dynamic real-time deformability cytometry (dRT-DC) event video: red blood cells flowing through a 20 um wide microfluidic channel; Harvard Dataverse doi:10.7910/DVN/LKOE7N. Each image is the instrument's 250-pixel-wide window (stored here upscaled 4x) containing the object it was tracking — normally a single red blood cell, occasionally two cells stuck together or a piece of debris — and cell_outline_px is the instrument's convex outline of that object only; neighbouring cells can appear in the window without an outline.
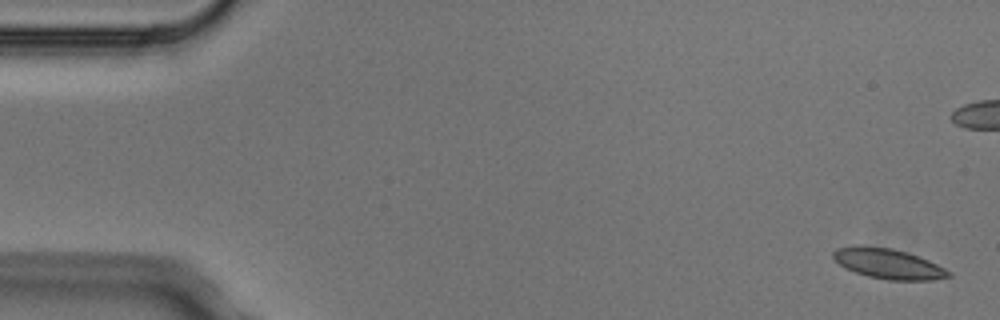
{"species": "Egyptian fruit bat (a non-hibernating species)", "species_latin": "Rousettus aegyptiacus", "temperature_condition": "cold", "stored_images_in_passage": 7, "camera_frame_rate_fps": 3000, "um_per_image_px": 0.085, "animal": {"sex": "male"}, "frame": {"image": 1, "passage_image": 1, "time_ms": 0.0, "image_size_px": [1000, 320], "cell_outline_px": [[952, 276], [932, 280], [888, 280], [868, 276], [844, 268], [832, 256], [832, 252], [836, 248], [856, 244], [860, 244], [892, 248], [908, 252], [928, 260], [952, 272]], "centroid_in_image_um": [75.47, 22.39], "position_along_channel_um": 9.5, "area_um2": 20.52}}
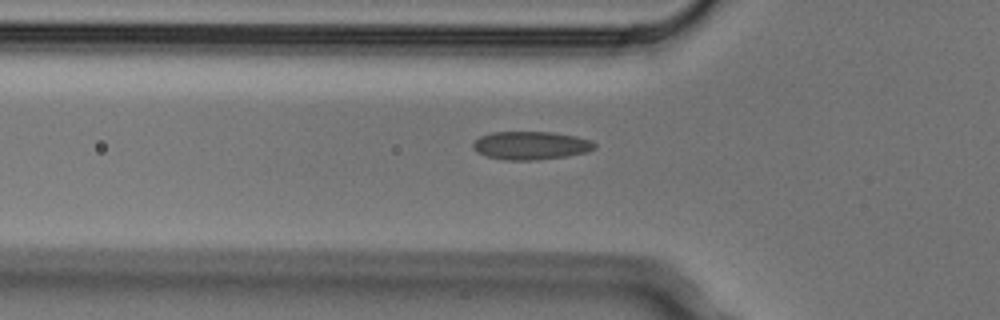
{"frame": {"image": 2, "passage_image": 6, "time_ms": 1.667, "image_size_px": [1000, 320], "cell_outline_px": [[596, 148], [588, 152], [564, 156], [536, 160], [504, 160], [488, 156], [476, 152], [472, 148], [472, 144], [480, 136], [492, 132], [552, 132], [576, 136], [588, 140], [596, 144]], "centroid_in_image_um": [45.1, 12.36], "position_along_channel_um": 80.7, "area_um2": 19.94}}
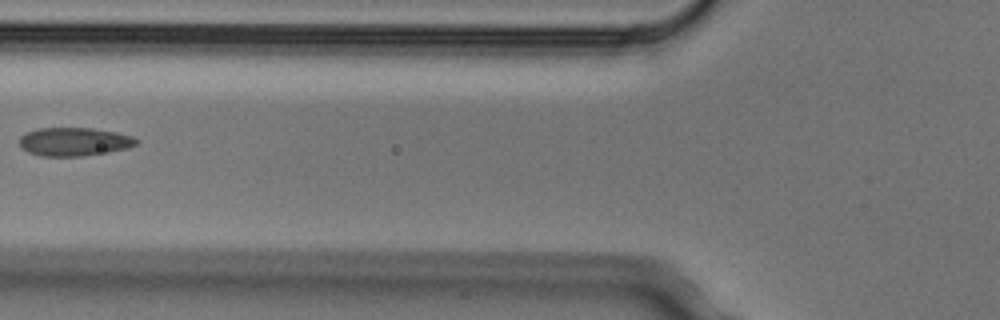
{"frame": {"image": 3, "passage_image": 7, "time_ms": 2.0, "image_size_px": [1000, 320], "cell_outline_px": [[140, 140], [136, 144], [128, 148], [108, 152], [80, 156], [40, 156], [28, 152], [20, 148], [20, 136], [24, 132], [36, 128], [92, 128], [116, 132], [132, 136]], "centroid_in_image_um": [6.27, 12.04], "position_along_channel_um": 119.5, "area_um2": 19.54}}